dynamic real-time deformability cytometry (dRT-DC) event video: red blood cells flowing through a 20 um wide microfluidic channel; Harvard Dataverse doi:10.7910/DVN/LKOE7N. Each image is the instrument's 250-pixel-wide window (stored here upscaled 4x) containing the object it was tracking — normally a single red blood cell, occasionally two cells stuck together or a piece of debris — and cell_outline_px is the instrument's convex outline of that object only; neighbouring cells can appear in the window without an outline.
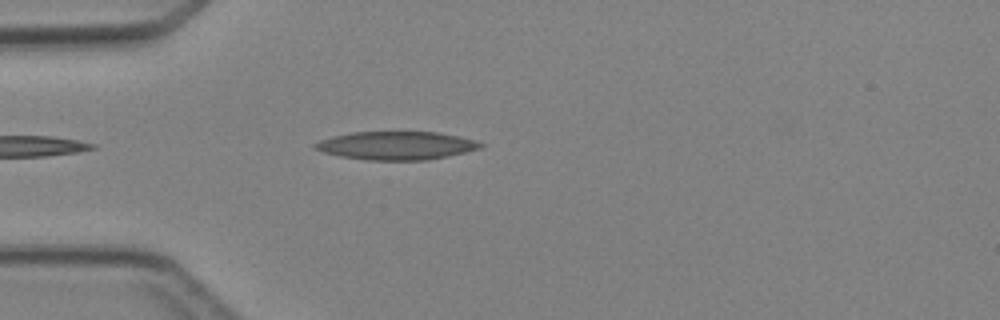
{"species": "Egyptian fruit bat (a non-hibernating species)", "species_latin": "Rousettus aegyptiacus", "temperature_condition": "cold", "stored_images_in_passage": 2, "camera_frame_rate_fps": 3000, "um_per_image_px": 0.085, "animal": {"sex": "female"}, "frame": {"image": 1, "passage_image": 2, "time_ms": 1.333, "image_size_px": [1000, 320], "cell_outline_px": [[484, 144], [480, 148], [448, 156], [428, 160], [368, 160], [340, 156], [324, 152], [312, 148], [312, 144], [320, 140], [332, 136], [352, 132], [436, 132], [460, 136], [476, 140]], "centroid_in_image_um": [33.67, 12.37], "position_along_channel_um": 51.3, "area_um2": 27.28}}